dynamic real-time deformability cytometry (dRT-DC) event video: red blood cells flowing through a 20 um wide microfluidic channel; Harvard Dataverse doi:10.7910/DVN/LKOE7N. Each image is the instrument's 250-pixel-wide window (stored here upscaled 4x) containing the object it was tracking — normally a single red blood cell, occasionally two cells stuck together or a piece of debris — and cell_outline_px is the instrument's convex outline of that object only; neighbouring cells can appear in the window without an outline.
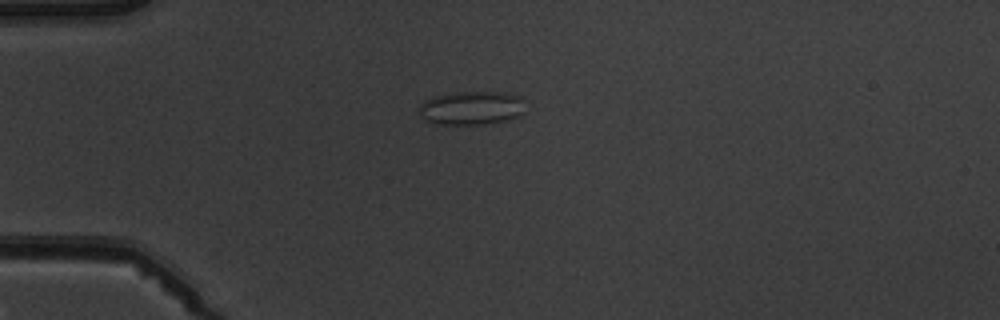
{"species": "common noctule bat (a hibernating species)", "species_latin": "Nyctalus noctula", "temperature_condition": "warm", "stored_images_in_passage": 5, "camera_frame_rate_fps": 3000, "um_per_image_px": 0.085, "animal": {"sex": "male", "body_mass_g": 19.5, "forearm_length_mm": 54.6}, "frame": {"image": 1, "passage_image": 4, "time_ms": 4.333, "image_size_px": [1000, 320], "cell_outline_px": [[524, 112], [516, 116], [504, 120], [480, 124], [436, 124], [428, 120], [420, 112], [420, 104], [424, 100], [432, 96], [452, 92], [504, 92], [520, 96], [524, 100]], "centroid_in_image_um": [40.09, 9.15], "position_along_channel_um": 44.9, "area_um2": 20.69}}